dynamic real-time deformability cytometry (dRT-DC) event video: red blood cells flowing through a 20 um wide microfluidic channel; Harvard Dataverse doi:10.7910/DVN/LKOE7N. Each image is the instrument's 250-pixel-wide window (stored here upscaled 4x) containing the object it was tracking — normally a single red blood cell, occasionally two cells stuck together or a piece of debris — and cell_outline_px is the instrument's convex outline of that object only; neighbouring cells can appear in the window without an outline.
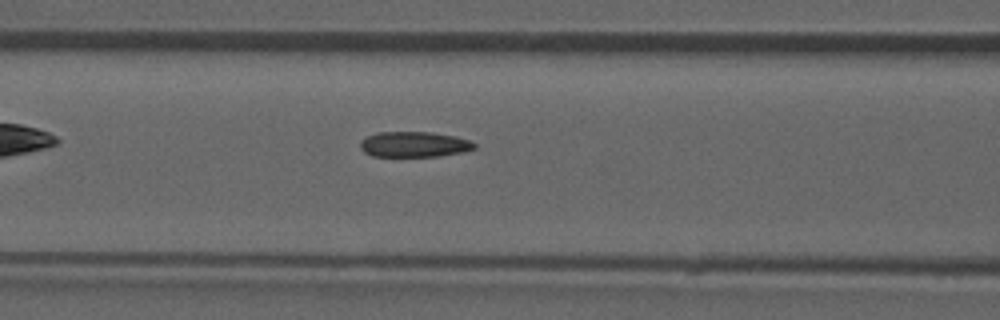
{"species": "common noctule bat (a hibernating species)", "species_latin": "Nyctalus noctula", "temperature_condition": "room temperature", "stored_images_in_passage": 37, "camera_frame_rate_fps": 3000, "um_per_image_px": 0.085, "animal": {"sex": "male", "forearm_length_mm": 52.5}, "frame": {"image": 1, "passage_image": 6, "time_ms": 1.667, "image_size_px": [1000, 320], "cell_outline_px": [[476, 148], [464, 152], [440, 156], [372, 156], [364, 152], [360, 148], [360, 144], [368, 136], [376, 132], [432, 132], [456, 136], [468, 140], [476, 144]], "centroid_in_image_um": [35.23, 12.27], "position_along_channel_um": 131.4, "area_um2": 16.94}}
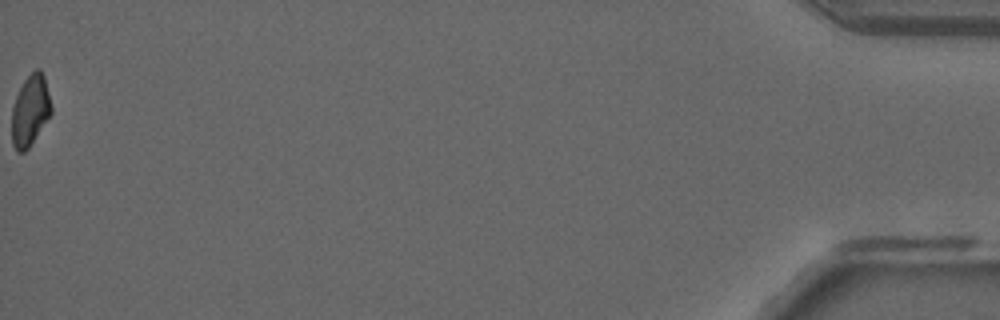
{"frame": {"image": 2, "passage_image": 37, "time_ms": 12.0, "image_size_px": [1000, 320], "cell_outline_px": [[52, 112], [28, 148], [24, 152], [16, 152], [12, 144], [12, 108], [16, 96], [24, 80], [36, 68], [40, 68], [44, 76], [52, 108]], "centroid_in_image_um": [2.56, 9.39], "position_along_channel_um": 432.6, "area_um2": 16.13}, "authors_computed_cell_mechanics": {"area_um2": 17.34, "velocity_mm_per_s": 3.9383, "shape_relaxation_time_tau1_ms": null, "shape_relaxation_time_tau2_ms": 3.9399, "deformation_change_tau1": null, "deformation_change_tau2": 0.0937}}